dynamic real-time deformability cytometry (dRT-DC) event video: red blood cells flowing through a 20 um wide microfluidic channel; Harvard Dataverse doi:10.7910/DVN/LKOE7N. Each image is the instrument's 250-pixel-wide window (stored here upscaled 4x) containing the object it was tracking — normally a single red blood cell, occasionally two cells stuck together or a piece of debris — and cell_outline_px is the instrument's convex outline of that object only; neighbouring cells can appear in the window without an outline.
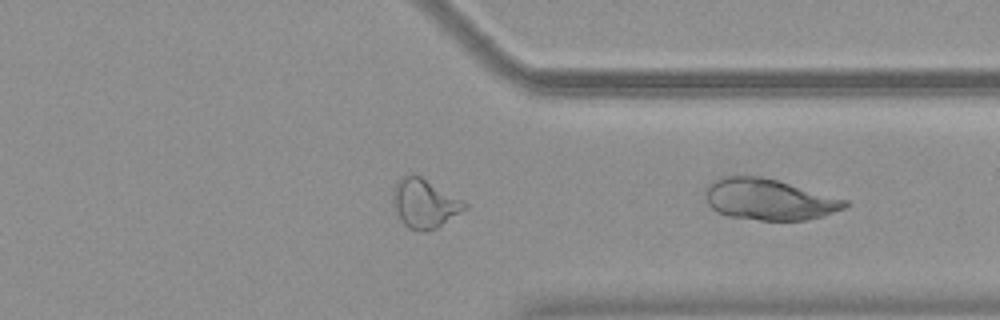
{"species": "common noctule bat (a hibernating species)", "species_latin": "Nyctalus noctula", "temperature_condition": "warm", "stored_images_in_passage": 40, "segment_of_instrument_passage": [2, 2], "camera_frame_rate_fps": 3000, "um_per_image_px": 0.085, "animal": {"sex": "female", "body_mass_g": 19.9}, "frame": {"image": 1, "passage_image": 40, "time_ms": 13.0, "image_size_px": [1000, 320], "cell_outline_px": [[848, 204], [844, 208], [824, 216], [808, 220], [760, 220], [728, 216], [716, 212], [708, 204], [704, 196], [704, 188], [712, 180], [724, 176], [760, 176], [776, 180], [848, 200]], "centroid_in_image_um": [65.31, 16.95], "position_along_channel_um": 346.1, "area_um2": 33.58}}